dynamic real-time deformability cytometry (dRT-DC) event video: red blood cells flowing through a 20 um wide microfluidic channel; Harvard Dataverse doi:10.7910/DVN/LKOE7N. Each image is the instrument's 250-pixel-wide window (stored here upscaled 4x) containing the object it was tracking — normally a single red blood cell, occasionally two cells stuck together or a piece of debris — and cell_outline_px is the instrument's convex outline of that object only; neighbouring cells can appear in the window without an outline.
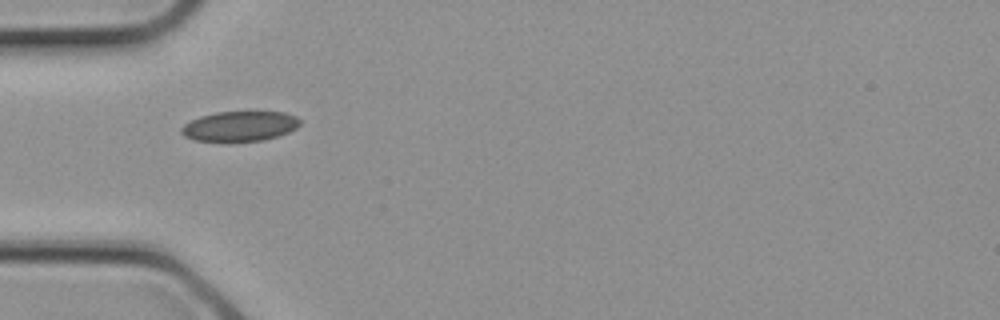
{"species": "common noctule bat (a hibernating species)", "species_latin": "Nyctalus noctula", "temperature_condition": "cold", "stored_images_in_passage": 1, "camera_frame_rate_fps": 3000, "um_per_image_px": 0.085, "animal": {"sex": "female", "body_mass_g": 21.9}, "frame": {"image": 1, "passage_image": 1, "time_ms": 0.0, "image_size_px": [1000, 320], "cell_outline_px": [[300, 124], [296, 128], [288, 132], [264, 140], [228, 144], [196, 140], [184, 136], [180, 132], [180, 128], [184, 124], [200, 116], [216, 112], [284, 112], [296, 116], [300, 120]], "centroid_in_image_um": [20.34, 10.77], "position_along_channel_um": 64.7, "area_um2": 21.33}}